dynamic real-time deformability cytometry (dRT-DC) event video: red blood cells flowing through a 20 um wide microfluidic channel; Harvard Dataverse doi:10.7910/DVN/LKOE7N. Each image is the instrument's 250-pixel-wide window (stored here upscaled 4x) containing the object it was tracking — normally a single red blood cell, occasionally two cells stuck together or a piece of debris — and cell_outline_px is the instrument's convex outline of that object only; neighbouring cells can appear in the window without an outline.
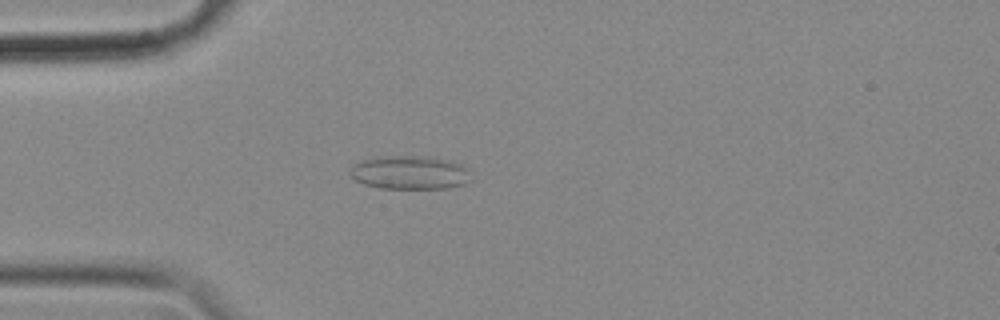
{"species": "common noctule bat (a hibernating species)", "species_latin": "Nyctalus noctula", "temperature_condition": "cold", "stored_images_in_passage": 56, "camera_frame_rate_fps": 3000, "um_per_image_px": 0.085, "animal": {"sex": "female", "body_mass_g": 18.4}, "frame": {"image": 1, "passage_image": 15, "time_ms": 4.667, "image_size_px": [1000, 320], "cell_outline_px": [[468, 168], [464, 184], [448, 188], [380, 188], [364, 184], [356, 180], [352, 176], [352, 168], [356, 164], [364, 160], [384, 156], [424, 156], [460, 164]], "centroid_in_image_um": [34.8, 14.67], "position_along_channel_um": 50.2, "area_um2": 22.83}}
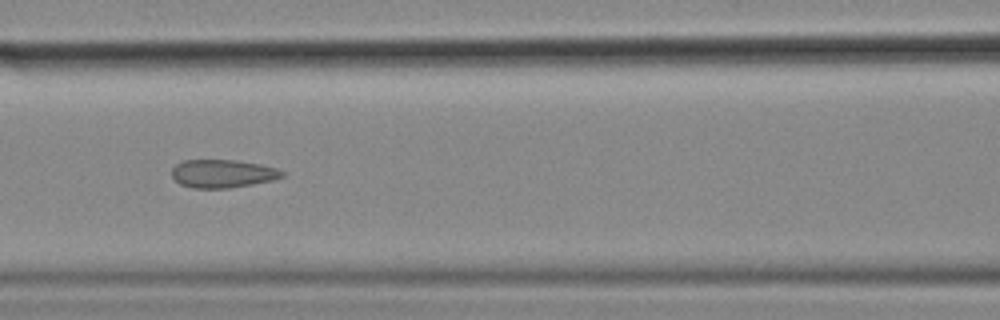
{"frame": {"image": 2, "passage_image": 24, "time_ms": 7.667, "image_size_px": [1000, 320], "cell_outline_px": [[284, 176], [272, 180], [252, 184], [228, 188], [192, 188], [180, 184], [172, 176], [172, 168], [176, 164], [184, 160], [236, 160], [260, 164], [276, 168], [284, 172]], "centroid_in_image_um": [18.91, 14.75], "position_along_channel_um": 147.7, "area_um2": 18.03}}
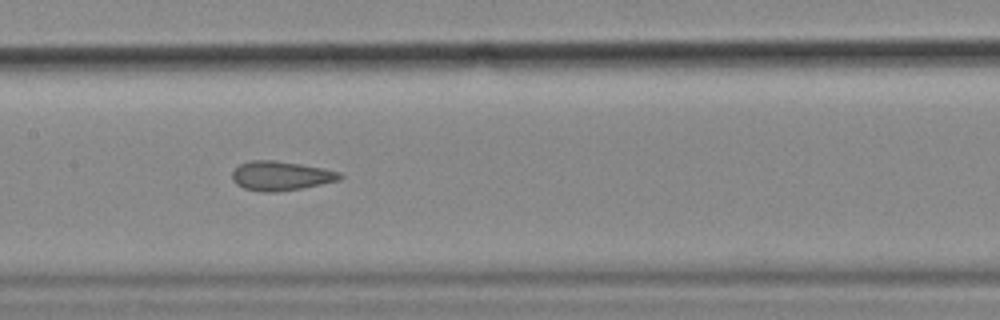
{"frame": {"image": 3, "passage_image": 27, "time_ms": 8.667, "image_size_px": [1000, 320], "cell_outline_px": [[344, 176], [340, 180], [300, 188], [276, 192], [264, 192], [244, 188], [236, 184], [232, 180], [232, 172], [240, 164], [252, 160], [276, 160], [324, 168], [340, 172]], "centroid_in_image_um": [23.87, 14.94], "position_along_channel_um": 183.5, "area_um2": 18.32}, "authors_computed_cell_mechanics": {"area_um2": 19.074, "velocity_mm_per_s": 3.5979, "shape_relaxation_time_tau1_ms": null, "shape_relaxation_time_tau2_ms": 1.8104, "deformation_change_tau1": null, "deformation_change_tau2": 0.089}}